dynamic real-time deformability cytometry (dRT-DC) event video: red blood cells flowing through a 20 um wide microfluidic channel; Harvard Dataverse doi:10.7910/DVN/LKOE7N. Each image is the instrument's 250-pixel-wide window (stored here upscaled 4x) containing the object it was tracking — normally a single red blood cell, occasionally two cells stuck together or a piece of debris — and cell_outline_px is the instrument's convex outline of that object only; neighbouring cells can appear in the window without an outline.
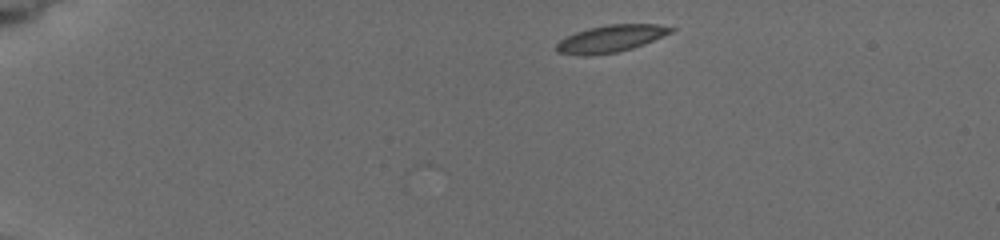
{"species": "common noctule bat (a hibernating species)", "species_latin": "Nyctalus noctula", "temperature_condition": "cold", "stored_images_in_passage": 5, "camera_frame_rate_fps": 3000, "um_per_image_px": 0.085, "animal": {"sex": "female", "body_mass_g": 19.5, "forearm_length_mm": 54.1}, "frame": {"image": 1, "passage_image": 1, "time_ms": 0.0, "image_size_px": [1000, 240], "cell_outline_px": [[676, 28], [672, 32], [644, 44], [632, 48], [616, 52], [588, 56], [580, 56], [556, 52], [556, 44], [560, 40], [576, 32], [588, 28], [608, 24], [656, 24]], "centroid_in_image_um": [51.89, 3.29], "position_along_channel_um": 33.1, "area_um2": 18.03}}
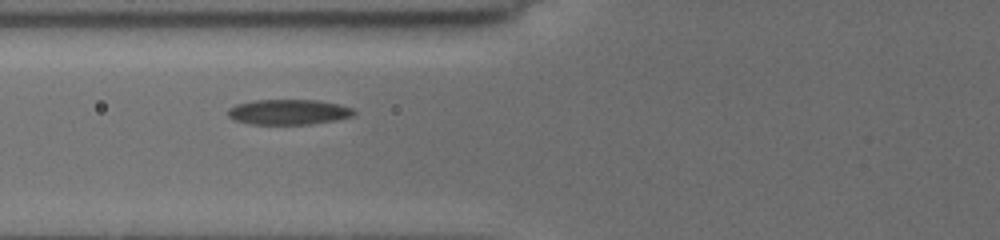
{"frame": {"image": 2, "passage_image": 4, "time_ms": 4.0, "image_size_px": [1000, 240], "cell_outline_px": [[356, 112], [352, 116], [336, 120], [312, 124], [248, 124], [236, 120], [228, 116], [228, 108], [236, 104], [252, 100], [316, 100], [336, 104], [352, 108]], "centroid_in_image_um": [24.5, 9.52], "position_along_channel_um": 101.3, "area_um2": 18.5}}
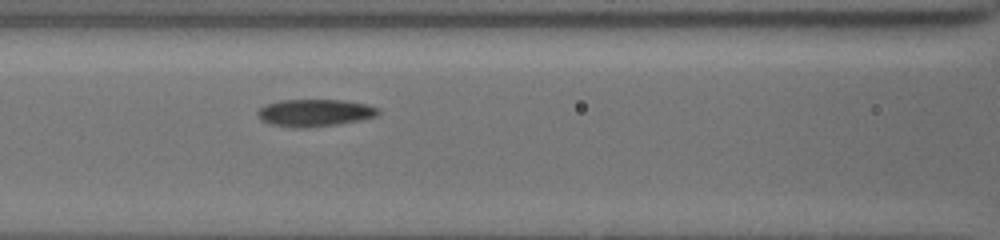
{"frame": {"image": 3, "passage_image": 5, "time_ms": 5.0, "image_size_px": [1000, 240], "cell_outline_px": [[380, 112], [376, 116], [360, 120], [336, 124], [304, 128], [296, 128], [272, 124], [260, 120], [256, 112], [264, 104], [280, 100], [344, 100], [368, 104], [380, 108]], "centroid_in_image_um": [26.75, 9.58], "position_along_channel_um": 139.8, "area_um2": 19.25}}